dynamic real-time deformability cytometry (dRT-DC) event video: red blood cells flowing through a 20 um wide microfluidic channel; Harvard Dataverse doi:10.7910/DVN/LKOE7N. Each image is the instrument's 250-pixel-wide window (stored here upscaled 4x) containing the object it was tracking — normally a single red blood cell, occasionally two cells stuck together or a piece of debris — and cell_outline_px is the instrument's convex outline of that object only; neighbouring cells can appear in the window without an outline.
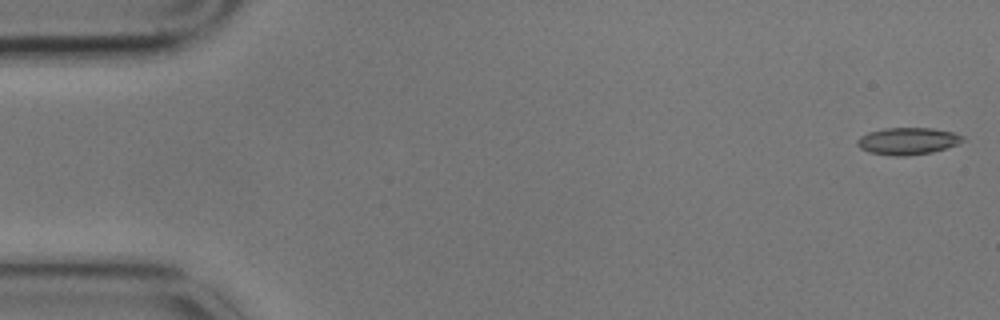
{"species": "common noctule bat (a hibernating species)", "species_latin": "Nyctalus noctula", "temperature_condition": "cold", "stored_images_in_passage": 6, "camera_frame_rate_fps": 3000, "um_per_image_px": 0.085, "animal": {"sex": "male", "body_mass_g": 17.9}, "frame": {"image": 1, "passage_image": 1, "time_ms": 0.0, "image_size_px": [1000, 320], "cell_outline_px": [[964, 140], [956, 144], [932, 152], [904, 156], [896, 156], [868, 152], [860, 148], [856, 144], [856, 140], [860, 136], [868, 132], [884, 128], [932, 128], [956, 132], [964, 136]], "centroid_in_image_um": [77.13, 11.98], "position_along_channel_um": 7.9, "area_um2": 16.65}}
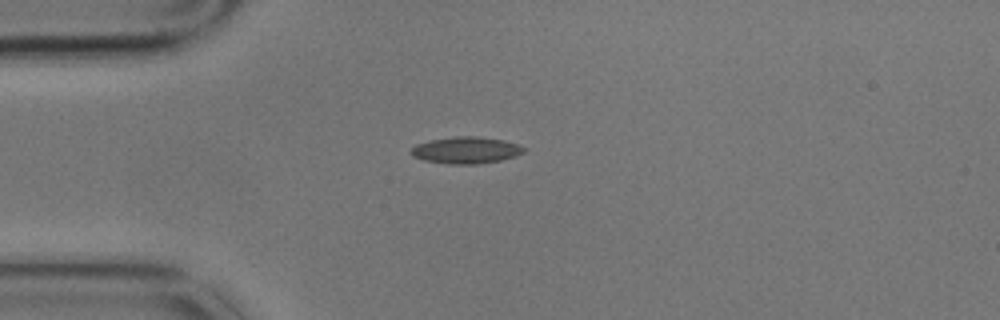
{"frame": {"image": 2, "passage_image": 4, "time_ms": 1.0, "image_size_px": [1000, 320], "cell_outline_px": [[528, 148], [524, 152], [516, 156], [500, 160], [476, 164], [448, 164], [424, 160], [412, 156], [408, 152], [416, 144], [428, 140], [456, 136], [476, 136], [504, 140]], "centroid_in_image_um": [39.59, 12.76], "position_along_channel_um": 45.4, "area_um2": 17.69}}
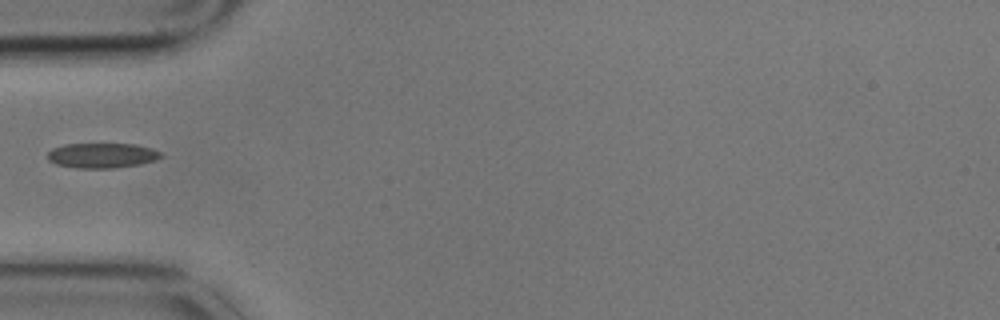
{"frame": {"image": 3, "passage_image": 5, "time_ms": 1.333, "image_size_px": [1000, 320], "cell_outline_px": [[164, 156], [156, 160], [140, 164], [116, 168], [76, 168], [56, 164], [48, 160], [48, 152], [52, 148], [64, 144], [136, 144], [152, 148], [160, 152]], "centroid_in_image_um": [8.69, 13.21], "position_along_channel_um": 76.3, "area_um2": 16.65}}